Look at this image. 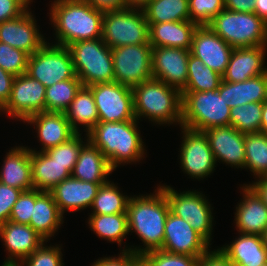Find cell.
<instances>
[{
    "instance_id": "14",
    "label": "cell",
    "mask_w": 267,
    "mask_h": 266,
    "mask_svg": "<svg viewBox=\"0 0 267 266\" xmlns=\"http://www.w3.org/2000/svg\"><path fill=\"white\" fill-rule=\"evenodd\" d=\"M182 128L183 140L180 150V163L183 171L192 178L208 177L215 170L216 161L204 132Z\"/></svg>"
},
{
    "instance_id": "36",
    "label": "cell",
    "mask_w": 267,
    "mask_h": 266,
    "mask_svg": "<svg viewBox=\"0 0 267 266\" xmlns=\"http://www.w3.org/2000/svg\"><path fill=\"white\" fill-rule=\"evenodd\" d=\"M82 86L81 80L75 76L46 87L45 112L64 113Z\"/></svg>"
},
{
    "instance_id": "57",
    "label": "cell",
    "mask_w": 267,
    "mask_h": 266,
    "mask_svg": "<svg viewBox=\"0 0 267 266\" xmlns=\"http://www.w3.org/2000/svg\"><path fill=\"white\" fill-rule=\"evenodd\" d=\"M264 247L267 250V228L265 229L264 233L261 235Z\"/></svg>"
},
{
    "instance_id": "20",
    "label": "cell",
    "mask_w": 267,
    "mask_h": 266,
    "mask_svg": "<svg viewBox=\"0 0 267 266\" xmlns=\"http://www.w3.org/2000/svg\"><path fill=\"white\" fill-rule=\"evenodd\" d=\"M208 138L215 161H222L235 168H244L245 133L233 126H221L203 131Z\"/></svg>"
},
{
    "instance_id": "2",
    "label": "cell",
    "mask_w": 267,
    "mask_h": 266,
    "mask_svg": "<svg viewBox=\"0 0 267 266\" xmlns=\"http://www.w3.org/2000/svg\"><path fill=\"white\" fill-rule=\"evenodd\" d=\"M49 14L57 45L67 47L77 41L102 37L104 12L96 10L85 0H55Z\"/></svg>"
},
{
    "instance_id": "34",
    "label": "cell",
    "mask_w": 267,
    "mask_h": 266,
    "mask_svg": "<svg viewBox=\"0 0 267 266\" xmlns=\"http://www.w3.org/2000/svg\"><path fill=\"white\" fill-rule=\"evenodd\" d=\"M142 10L148 23L190 20L188 0H151Z\"/></svg>"
},
{
    "instance_id": "42",
    "label": "cell",
    "mask_w": 267,
    "mask_h": 266,
    "mask_svg": "<svg viewBox=\"0 0 267 266\" xmlns=\"http://www.w3.org/2000/svg\"><path fill=\"white\" fill-rule=\"evenodd\" d=\"M81 133H76L67 142L51 147L45 152L61 164H76L82 147L85 145Z\"/></svg>"
},
{
    "instance_id": "23",
    "label": "cell",
    "mask_w": 267,
    "mask_h": 266,
    "mask_svg": "<svg viewBox=\"0 0 267 266\" xmlns=\"http://www.w3.org/2000/svg\"><path fill=\"white\" fill-rule=\"evenodd\" d=\"M242 187L243 200L236 207L235 224L238 233L262 235L267 228V206L247 185Z\"/></svg>"
},
{
    "instance_id": "45",
    "label": "cell",
    "mask_w": 267,
    "mask_h": 266,
    "mask_svg": "<svg viewBox=\"0 0 267 266\" xmlns=\"http://www.w3.org/2000/svg\"><path fill=\"white\" fill-rule=\"evenodd\" d=\"M35 204V188L23 191L11 210L9 220L18 224H30Z\"/></svg>"
},
{
    "instance_id": "51",
    "label": "cell",
    "mask_w": 267,
    "mask_h": 266,
    "mask_svg": "<svg viewBox=\"0 0 267 266\" xmlns=\"http://www.w3.org/2000/svg\"><path fill=\"white\" fill-rule=\"evenodd\" d=\"M96 10L107 11H119L127 8L125 0H85Z\"/></svg>"
},
{
    "instance_id": "47",
    "label": "cell",
    "mask_w": 267,
    "mask_h": 266,
    "mask_svg": "<svg viewBox=\"0 0 267 266\" xmlns=\"http://www.w3.org/2000/svg\"><path fill=\"white\" fill-rule=\"evenodd\" d=\"M32 0H0V23L19 17Z\"/></svg>"
},
{
    "instance_id": "39",
    "label": "cell",
    "mask_w": 267,
    "mask_h": 266,
    "mask_svg": "<svg viewBox=\"0 0 267 266\" xmlns=\"http://www.w3.org/2000/svg\"><path fill=\"white\" fill-rule=\"evenodd\" d=\"M263 102L235 106L230 111V125L242 133L260 132Z\"/></svg>"
},
{
    "instance_id": "15",
    "label": "cell",
    "mask_w": 267,
    "mask_h": 266,
    "mask_svg": "<svg viewBox=\"0 0 267 266\" xmlns=\"http://www.w3.org/2000/svg\"><path fill=\"white\" fill-rule=\"evenodd\" d=\"M209 248V244L190 226L188 221L169 211L161 250L173 254L200 257Z\"/></svg>"
},
{
    "instance_id": "30",
    "label": "cell",
    "mask_w": 267,
    "mask_h": 266,
    "mask_svg": "<svg viewBox=\"0 0 267 266\" xmlns=\"http://www.w3.org/2000/svg\"><path fill=\"white\" fill-rule=\"evenodd\" d=\"M82 147L79 157L74 165L71 176L81 181L91 183H106L107 176L114 171L104 154L88 139Z\"/></svg>"
},
{
    "instance_id": "3",
    "label": "cell",
    "mask_w": 267,
    "mask_h": 266,
    "mask_svg": "<svg viewBox=\"0 0 267 266\" xmlns=\"http://www.w3.org/2000/svg\"><path fill=\"white\" fill-rule=\"evenodd\" d=\"M137 122H98L86 134L89 141L104 154L113 170L121 163H136L144 157L145 146Z\"/></svg>"
},
{
    "instance_id": "50",
    "label": "cell",
    "mask_w": 267,
    "mask_h": 266,
    "mask_svg": "<svg viewBox=\"0 0 267 266\" xmlns=\"http://www.w3.org/2000/svg\"><path fill=\"white\" fill-rule=\"evenodd\" d=\"M15 76L0 67V110L7 104Z\"/></svg>"
},
{
    "instance_id": "4",
    "label": "cell",
    "mask_w": 267,
    "mask_h": 266,
    "mask_svg": "<svg viewBox=\"0 0 267 266\" xmlns=\"http://www.w3.org/2000/svg\"><path fill=\"white\" fill-rule=\"evenodd\" d=\"M134 114L137 120L146 117L155 124H180L181 92L166 83L150 79L132 88Z\"/></svg>"
},
{
    "instance_id": "27",
    "label": "cell",
    "mask_w": 267,
    "mask_h": 266,
    "mask_svg": "<svg viewBox=\"0 0 267 266\" xmlns=\"http://www.w3.org/2000/svg\"><path fill=\"white\" fill-rule=\"evenodd\" d=\"M218 93L230 108L251 102H265L267 100V72L238 83L222 80Z\"/></svg>"
},
{
    "instance_id": "53",
    "label": "cell",
    "mask_w": 267,
    "mask_h": 266,
    "mask_svg": "<svg viewBox=\"0 0 267 266\" xmlns=\"http://www.w3.org/2000/svg\"><path fill=\"white\" fill-rule=\"evenodd\" d=\"M258 180L252 184H247L261 199V201L267 206V182L263 178H257Z\"/></svg>"
},
{
    "instance_id": "16",
    "label": "cell",
    "mask_w": 267,
    "mask_h": 266,
    "mask_svg": "<svg viewBox=\"0 0 267 266\" xmlns=\"http://www.w3.org/2000/svg\"><path fill=\"white\" fill-rule=\"evenodd\" d=\"M189 55L190 50L182 48L152 47L153 78L181 92L187 84Z\"/></svg>"
},
{
    "instance_id": "58",
    "label": "cell",
    "mask_w": 267,
    "mask_h": 266,
    "mask_svg": "<svg viewBox=\"0 0 267 266\" xmlns=\"http://www.w3.org/2000/svg\"><path fill=\"white\" fill-rule=\"evenodd\" d=\"M133 266H148V265L142 258H140Z\"/></svg>"
},
{
    "instance_id": "43",
    "label": "cell",
    "mask_w": 267,
    "mask_h": 266,
    "mask_svg": "<svg viewBox=\"0 0 267 266\" xmlns=\"http://www.w3.org/2000/svg\"><path fill=\"white\" fill-rule=\"evenodd\" d=\"M141 258L148 266H197L199 257L173 254L163 250L145 253Z\"/></svg>"
},
{
    "instance_id": "54",
    "label": "cell",
    "mask_w": 267,
    "mask_h": 266,
    "mask_svg": "<svg viewBox=\"0 0 267 266\" xmlns=\"http://www.w3.org/2000/svg\"><path fill=\"white\" fill-rule=\"evenodd\" d=\"M254 13L267 24V0H255Z\"/></svg>"
},
{
    "instance_id": "40",
    "label": "cell",
    "mask_w": 267,
    "mask_h": 266,
    "mask_svg": "<svg viewBox=\"0 0 267 266\" xmlns=\"http://www.w3.org/2000/svg\"><path fill=\"white\" fill-rule=\"evenodd\" d=\"M190 21L198 26L208 25L225 9L224 0H188Z\"/></svg>"
},
{
    "instance_id": "1",
    "label": "cell",
    "mask_w": 267,
    "mask_h": 266,
    "mask_svg": "<svg viewBox=\"0 0 267 266\" xmlns=\"http://www.w3.org/2000/svg\"><path fill=\"white\" fill-rule=\"evenodd\" d=\"M170 211L168 199L158 186L155 193L130 197L127 205L128 230L136 232L144 247L128 248L136 255L160 250L163 246L164 228Z\"/></svg>"
},
{
    "instance_id": "5",
    "label": "cell",
    "mask_w": 267,
    "mask_h": 266,
    "mask_svg": "<svg viewBox=\"0 0 267 266\" xmlns=\"http://www.w3.org/2000/svg\"><path fill=\"white\" fill-rule=\"evenodd\" d=\"M181 127L203 132L230 125L231 108L218 89L206 92H181Z\"/></svg>"
},
{
    "instance_id": "12",
    "label": "cell",
    "mask_w": 267,
    "mask_h": 266,
    "mask_svg": "<svg viewBox=\"0 0 267 266\" xmlns=\"http://www.w3.org/2000/svg\"><path fill=\"white\" fill-rule=\"evenodd\" d=\"M88 88L94 96L98 122L137 120L132 88L115 81L93 84Z\"/></svg>"
},
{
    "instance_id": "29",
    "label": "cell",
    "mask_w": 267,
    "mask_h": 266,
    "mask_svg": "<svg viewBox=\"0 0 267 266\" xmlns=\"http://www.w3.org/2000/svg\"><path fill=\"white\" fill-rule=\"evenodd\" d=\"M234 266H261L267 263V250L260 235L242 234L219 248Z\"/></svg>"
},
{
    "instance_id": "38",
    "label": "cell",
    "mask_w": 267,
    "mask_h": 266,
    "mask_svg": "<svg viewBox=\"0 0 267 266\" xmlns=\"http://www.w3.org/2000/svg\"><path fill=\"white\" fill-rule=\"evenodd\" d=\"M108 181L102 184L91 205V214H118L127 213L129 196L123 195L117 185Z\"/></svg>"
},
{
    "instance_id": "49",
    "label": "cell",
    "mask_w": 267,
    "mask_h": 266,
    "mask_svg": "<svg viewBox=\"0 0 267 266\" xmlns=\"http://www.w3.org/2000/svg\"><path fill=\"white\" fill-rule=\"evenodd\" d=\"M197 266H234L230 260L220 251L210 249L199 257Z\"/></svg>"
},
{
    "instance_id": "13",
    "label": "cell",
    "mask_w": 267,
    "mask_h": 266,
    "mask_svg": "<svg viewBox=\"0 0 267 266\" xmlns=\"http://www.w3.org/2000/svg\"><path fill=\"white\" fill-rule=\"evenodd\" d=\"M45 90L42 83L26 73L16 76L10 98L0 112L25 122L31 116L45 112Z\"/></svg>"
},
{
    "instance_id": "22",
    "label": "cell",
    "mask_w": 267,
    "mask_h": 266,
    "mask_svg": "<svg viewBox=\"0 0 267 266\" xmlns=\"http://www.w3.org/2000/svg\"><path fill=\"white\" fill-rule=\"evenodd\" d=\"M267 45L234 48L225 73L222 75L226 82H243L267 72L265 56Z\"/></svg>"
},
{
    "instance_id": "25",
    "label": "cell",
    "mask_w": 267,
    "mask_h": 266,
    "mask_svg": "<svg viewBox=\"0 0 267 266\" xmlns=\"http://www.w3.org/2000/svg\"><path fill=\"white\" fill-rule=\"evenodd\" d=\"M25 122L35 126L37 137L43 146L40 151L65 143L76 134L65 113L39 112Z\"/></svg>"
},
{
    "instance_id": "8",
    "label": "cell",
    "mask_w": 267,
    "mask_h": 266,
    "mask_svg": "<svg viewBox=\"0 0 267 266\" xmlns=\"http://www.w3.org/2000/svg\"><path fill=\"white\" fill-rule=\"evenodd\" d=\"M101 38L109 48L149 44V23L144 11L126 8L104 12Z\"/></svg>"
},
{
    "instance_id": "6",
    "label": "cell",
    "mask_w": 267,
    "mask_h": 266,
    "mask_svg": "<svg viewBox=\"0 0 267 266\" xmlns=\"http://www.w3.org/2000/svg\"><path fill=\"white\" fill-rule=\"evenodd\" d=\"M208 26L233 48L267 45V24L255 13L224 9Z\"/></svg>"
},
{
    "instance_id": "19",
    "label": "cell",
    "mask_w": 267,
    "mask_h": 266,
    "mask_svg": "<svg viewBox=\"0 0 267 266\" xmlns=\"http://www.w3.org/2000/svg\"><path fill=\"white\" fill-rule=\"evenodd\" d=\"M0 237L9 253L1 266H17L45 241L30 225L10 220L0 226Z\"/></svg>"
},
{
    "instance_id": "28",
    "label": "cell",
    "mask_w": 267,
    "mask_h": 266,
    "mask_svg": "<svg viewBox=\"0 0 267 266\" xmlns=\"http://www.w3.org/2000/svg\"><path fill=\"white\" fill-rule=\"evenodd\" d=\"M2 169H0V182L27 191L33 189L31 178L30 149L17 146L6 153Z\"/></svg>"
},
{
    "instance_id": "46",
    "label": "cell",
    "mask_w": 267,
    "mask_h": 266,
    "mask_svg": "<svg viewBox=\"0 0 267 266\" xmlns=\"http://www.w3.org/2000/svg\"><path fill=\"white\" fill-rule=\"evenodd\" d=\"M23 191L0 182V226L9 220L11 210Z\"/></svg>"
},
{
    "instance_id": "7",
    "label": "cell",
    "mask_w": 267,
    "mask_h": 266,
    "mask_svg": "<svg viewBox=\"0 0 267 266\" xmlns=\"http://www.w3.org/2000/svg\"><path fill=\"white\" fill-rule=\"evenodd\" d=\"M76 76L83 86L114 81L111 48L102 40H82L67 46Z\"/></svg>"
},
{
    "instance_id": "10",
    "label": "cell",
    "mask_w": 267,
    "mask_h": 266,
    "mask_svg": "<svg viewBox=\"0 0 267 266\" xmlns=\"http://www.w3.org/2000/svg\"><path fill=\"white\" fill-rule=\"evenodd\" d=\"M159 187L168 199L170 211L188 221L190 226L211 245L213 216L211 204H209L205 195L196 190L178 193L169 185H159Z\"/></svg>"
},
{
    "instance_id": "41",
    "label": "cell",
    "mask_w": 267,
    "mask_h": 266,
    "mask_svg": "<svg viewBox=\"0 0 267 266\" xmlns=\"http://www.w3.org/2000/svg\"><path fill=\"white\" fill-rule=\"evenodd\" d=\"M29 55L22 50L0 42V67L16 76L26 73Z\"/></svg>"
},
{
    "instance_id": "32",
    "label": "cell",
    "mask_w": 267,
    "mask_h": 266,
    "mask_svg": "<svg viewBox=\"0 0 267 266\" xmlns=\"http://www.w3.org/2000/svg\"><path fill=\"white\" fill-rule=\"evenodd\" d=\"M64 113L71 128L76 133H80V127L78 126L83 125L87 134L99 120L94 96L92 91L86 86L80 88Z\"/></svg>"
},
{
    "instance_id": "31",
    "label": "cell",
    "mask_w": 267,
    "mask_h": 266,
    "mask_svg": "<svg viewBox=\"0 0 267 266\" xmlns=\"http://www.w3.org/2000/svg\"><path fill=\"white\" fill-rule=\"evenodd\" d=\"M61 224H63V215L52 194L35 189V204L29 225L45 241H48L59 230Z\"/></svg>"
},
{
    "instance_id": "56",
    "label": "cell",
    "mask_w": 267,
    "mask_h": 266,
    "mask_svg": "<svg viewBox=\"0 0 267 266\" xmlns=\"http://www.w3.org/2000/svg\"><path fill=\"white\" fill-rule=\"evenodd\" d=\"M260 132L267 134V101L263 102Z\"/></svg>"
},
{
    "instance_id": "24",
    "label": "cell",
    "mask_w": 267,
    "mask_h": 266,
    "mask_svg": "<svg viewBox=\"0 0 267 266\" xmlns=\"http://www.w3.org/2000/svg\"><path fill=\"white\" fill-rule=\"evenodd\" d=\"M31 178L33 187L49 192L60 182L69 178L75 164H61L53 160L45 151L30 148Z\"/></svg>"
},
{
    "instance_id": "11",
    "label": "cell",
    "mask_w": 267,
    "mask_h": 266,
    "mask_svg": "<svg viewBox=\"0 0 267 266\" xmlns=\"http://www.w3.org/2000/svg\"><path fill=\"white\" fill-rule=\"evenodd\" d=\"M111 53L115 82L133 88L153 78L150 44L115 47Z\"/></svg>"
},
{
    "instance_id": "37",
    "label": "cell",
    "mask_w": 267,
    "mask_h": 266,
    "mask_svg": "<svg viewBox=\"0 0 267 266\" xmlns=\"http://www.w3.org/2000/svg\"><path fill=\"white\" fill-rule=\"evenodd\" d=\"M254 176L262 178L267 173V134L245 133V164Z\"/></svg>"
},
{
    "instance_id": "9",
    "label": "cell",
    "mask_w": 267,
    "mask_h": 266,
    "mask_svg": "<svg viewBox=\"0 0 267 266\" xmlns=\"http://www.w3.org/2000/svg\"><path fill=\"white\" fill-rule=\"evenodd\" d=\"M26 74L45 87L76 76L68 47L48 42L29 56Z\"/></svg>"
},
{
    "instance_id": "48",
    "label": "cell",
    "mask_w": 267,
    "mask_h": 266,
    "mask_svg": "<svg viewBox=\"0 0 267 266\" xmlns=\"http://www.w3.org/2000/svg\"><path fill=\"white\" fill-rule=\"evenodd\" d=\"M117 257H103L93 263L92 266H133L141 256L124 248Z\"/></svg>"
},
{
    "instance_id": "26",
    "label": "cell",
    "mask_w": 267,
    "mask_h": 266,
    "mask_svg": "<svg viewBox=\"0 0 267 266\" xmlns=\"http://www.w3.org/2000/svg\"><path fill=\"white\" fill-rule=\"evenodd\" d=\"M197 27L198 25L190 20L149 23V44L152 47L190 50L193 34Z\"/></svg>"
},
{
    "instance_id": "33",
    "label": "cell",
    "mask_w": 267,
    "mask_h": 266,
    "mask_svg": "<svg viewBox=\"0 0 267 266\" xmlns=\"http://www.w3.org/2000/svg\"><path fill=\"white\" fill-rule=\"evenodd\" d=\"M88 224L99 238L110 242H117L120 246L122 240L129 234L127 213L118 214H90Z\"/></svg>"
},
{
    "instance_id": "55",
    "label": "cell",
    "mask_w": 267,
    "mask_h": 266,
    "mask_svg": "<svg viewBox=\"0 0 267 266\" xmlns=\"http://www.w3.org/2000/svg\"><path fill=\"white\" fill-rule=\"evenodd\" d=\"M127 8L143 9L151 0H125Z\"/></svg>"
},
{
    "instance_id": "17",
    "label": "cell",
    "mask_w": 267,
    "mask_h": 266,
    "mask_svg": "<svg viewBox=\"0 0 267 266\" xmlns=\"http://www.w3.org/2000/svg\"><path fill=\"white\" fill-rule=\"evenodd\" d=\"M29 8L17 18L0 23V42L22 50L29 56L39 50L47 41L36 26Z\"/></svg>"
},
{
    "instance_id": "18",
    "label": "cell",
    "mask_w": 267,
    "mask_h": 266,
    "mask_svg": "<svg viewBox=\"0 0 267 266\" xmlns=\"http://www.w3.org/2000/svg\"><path fill=\"white\" fill-rule=\"evenodd\" d=\"M208 25L198 26L193 34L190 53L206 66L223 75L233 51Z\"/></svg>"
},
{
    "instance_id": "21",
    "label": "cell",
    "mask_w": 267,
    "mask_h": 266,
    "mask_svg": "<svg viewBox=\"0 0 267 266\" xmlns=\"http://www.w3.org/2000/svg\"><path fill=\"white\" fill-rule=\"evenodd\" d=\"M102 184L104 183L81 181L70 176L49 192L63 215L65 211L76 212L87 207L90 208Z\"/></svg>"
},
{
    "instance_id": "44",
    "label": "cell",
    "mask_w": 267,
    "mask_h": 266,
    "mask_svg": "<svg viewBox=\"0 0 267 266\" xmlns=\"http://www.w3.org/2000/svg\"><path fill=\"white\" fill-rule=\"evenodd\" d=\"M44 243L45 241L17 266H64L61 247L44 246Z\"/></svg>"
},
{
    "instance_id": "59",
    "label": "cell",
    "mask_w": 267,
    "mask_h": 266,
    "mask_svg": "<svg viewBox=\"0 0 267 266\" xmlns=\"http://www.w3.org/2000/svg\"><path fill=\"white\" fill-rule=\"evenodd\" d=\"M262 178L267 182V173Z\"/></svg>"
},
{
    "instance_id": "35",
    "label": "cell",
    "mask_w": 267,
    "mask_h": 266,
    "mask_svg": "<svg viewBox=\"0 0 267 266\" xmlns=\"http://www.w3.org/2000/svg\"><path fill=\"white\" fill-rule=\"evenodd\" d=\"M187 71V84L181 92L217 90L223 80L221 74L206 66L201 59L193 56L191 53L189 55Z\"/></svg>"
},
{
    "instance_id": "52",
    "label": "cell",
    "mask_w": 267,
    "mask_h": 266,
    "mask_svg": "<svg viewBox=\"0 0 267 266\" xmlns=\"http://www.w3.org/2000/svg\"><path fill=\"white\" fill-rule=\"evenodd\" d=\"M224 5L231 11L254 13L255 0H224Z\"/></svg>"
}]
</instances>
